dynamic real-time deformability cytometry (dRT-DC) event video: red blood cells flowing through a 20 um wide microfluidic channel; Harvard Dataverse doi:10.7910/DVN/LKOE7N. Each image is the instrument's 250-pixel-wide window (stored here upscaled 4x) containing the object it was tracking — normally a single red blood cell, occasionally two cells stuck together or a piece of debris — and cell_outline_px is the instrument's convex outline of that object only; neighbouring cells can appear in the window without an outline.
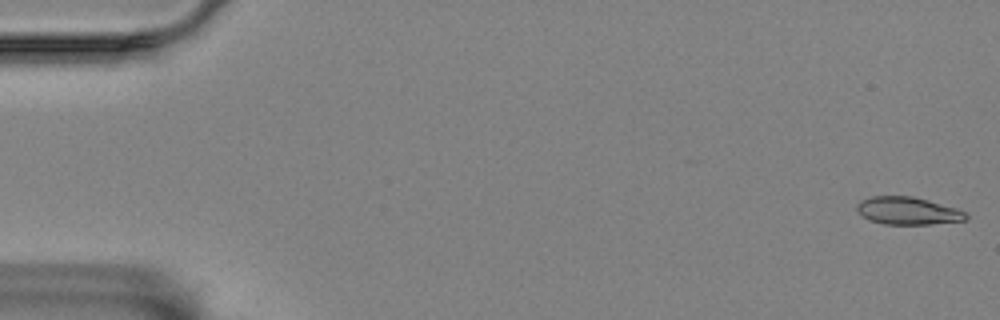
{"species": "Egyptian fruit bat (a non-hibernating species)", "species_latin": "Rousettus aegyptiacus", "temperature_condition": "room temperature", "stored_images_in_passage": 57, "camera_frame_rate_fps": 3000, "um_per_image_px": 0.085, "animal": {"sex": "female"}, "frame": {"image": 1, "passage_image": 1, "time_ms": 0.0, "image_size_px": [1000, 320], "cell_outline_px": [[968, 216], [964, 220], [932, 224], [884, 224], [868, 220], [856, 208], [856, 204], [860, 200], [872, 196], [912, 196], [928, 200], [956, 208], [964, 212]], "centroid_in_image_um": [77.13, 17.91], "position_along_channel_um": 7.9, "area_um2": 17.4}}
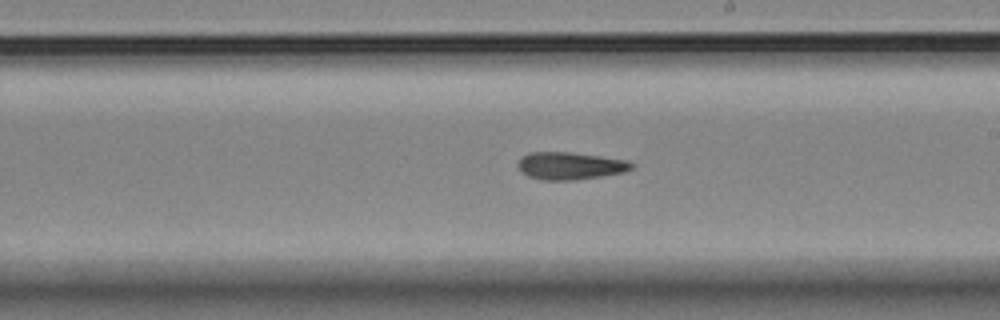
{"frame": {"image": 2, "passage_image": 33, "time_ms": 10.667, "image_size_px": [1000, 320], "cell_outline_px": [[636, 164], [632, 168], [624, 172], [576, 180], [544, 180], [528, 176], [520, 172], [516, 164], [524, 156], [532, 152], [572, 152], [628, 160]], "centroid_in_image_um": [48.47, 14.09], "position_along_channel_um": 240.5, "area_um2": 18.21}}
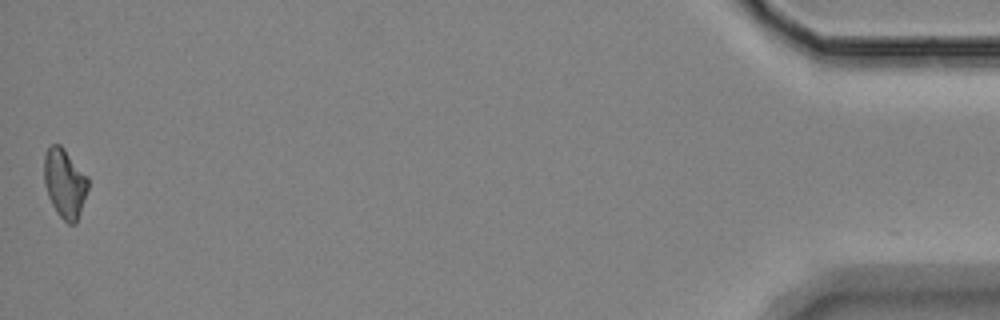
{"frame": {"image": 3, "passage_image": 57, "time_ms": 18.667, "image_size_px": [1000, 320], "cell_outline_px": [[88, 188], [76, 224], [68, 224], [56, 212], [48, 196], [44, 184], [44, 156], [48, 148], [52, 144], [60, 144], [64, 148], [88, 176]], "centroid_in_image_um": [5.5, 15.57], "position_along_channel_um": 429.7, "area_um2": 17.74}}